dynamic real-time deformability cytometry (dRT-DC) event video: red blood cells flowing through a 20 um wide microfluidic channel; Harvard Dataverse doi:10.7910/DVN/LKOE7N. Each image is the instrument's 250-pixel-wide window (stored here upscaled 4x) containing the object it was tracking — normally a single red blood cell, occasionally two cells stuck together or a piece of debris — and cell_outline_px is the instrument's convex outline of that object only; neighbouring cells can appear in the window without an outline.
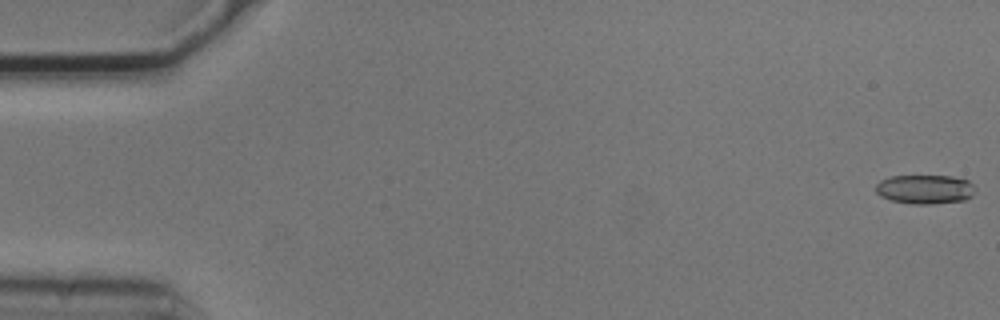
{"species": "common noctule bat (a hibernating species)", "species_latin": "Nyctalus noctula", "temperature_condition": "cold", "stored_images_in_passage": 17, "camera_frame_rate_fps": 3000, "um_per_image_px": 0.085, "animal": {"sex": "male", "body_mass_g": 20.5, "forearm_length_mm": 52.5}, "frame": {"image": 1, "passage_image": 1, "time_ms": 0.0, "image_size_px": [1000, 320], "cell_outline_px": [[976, 192], [972, 196], [964, 200], [932, 204], [912, 204], [892, 200], [880, 196], [876, 192], [876, 184], [880, 180], [892, 176], [952, 176], [968, 180], [976, 188]], "centroid_in_image_um": [78.65, 16.09], "position_along_channel_um": 6.4, "area_um2": 16.99}}
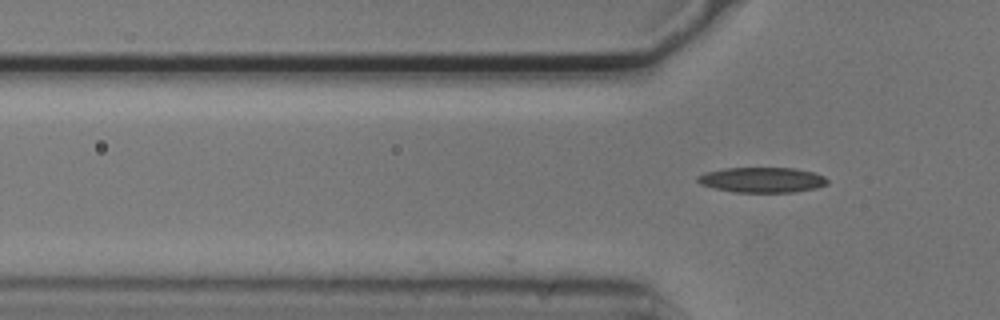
{"frame": {"image": 2, "passage_image": 17, "time_ms": 5.333, "image_size_px": [1000, 320], "cell_outline_px": [[828, 184], [816, 188], [792, 192], [736, 192], [716, 188], [700, 184], [696, 180], [696, 176], [704, 172], [724, 168], [796, 168], [812, 172], [824, 176], [828, 180]], "centroid_in_image_um": [64.76, 15.28], "position_along_channel_um": 61.0, "area_um2": 19.07}}